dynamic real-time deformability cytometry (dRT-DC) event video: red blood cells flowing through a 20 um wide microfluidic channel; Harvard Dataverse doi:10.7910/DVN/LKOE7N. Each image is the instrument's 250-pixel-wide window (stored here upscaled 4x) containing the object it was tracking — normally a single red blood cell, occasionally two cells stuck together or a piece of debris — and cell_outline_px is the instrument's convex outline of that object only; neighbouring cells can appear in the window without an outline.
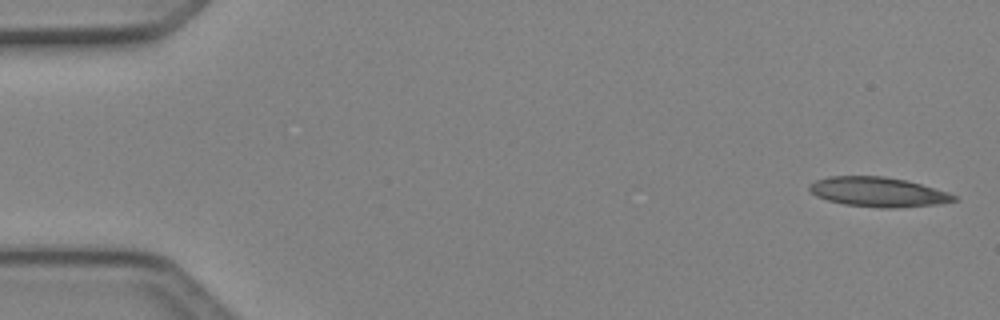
{"species": "Egyptian fruit bat (a non-hibernating species)", "species_latin": "Rousettus aegyptiacus", "temperature_condition": "cold", "stored_images_in_passage": 4, "camera_frame_rate_fps": 3000, "um_per_image_px": 0.085, "animal": {"sex": "female"}, "frame": {"image": 1, "passage_image": 1, "time_ms": 0.0, "image_size_px": [1000, 320], "cell_outline_px": [[960, 200], [936, 204], [896, 208], [880, 208], [844, 204], [828, 200], [816, 196], [808, 188], [808, 184], [816, 180], [828, 176], [884, 176], [908, 180], [948, 192], [956, 196]], "centroid_in_image_um": [74.64, 16.31], "position_along_channel_um": 10.4, "area_um2": 25.09}}
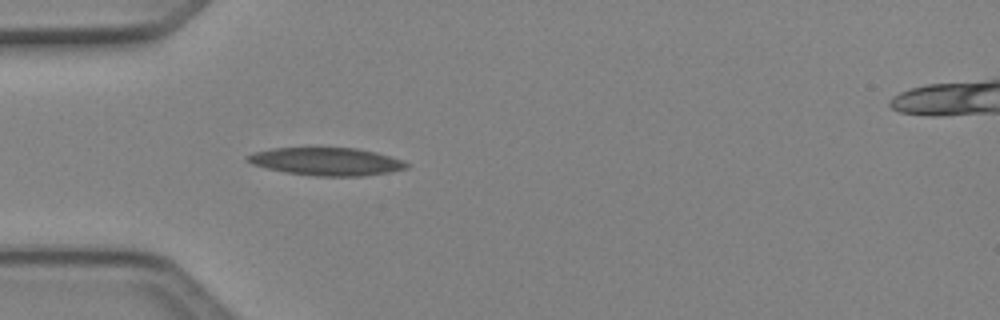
{"frame": {"image": 2, "passage_image": 4, "time_ms": 1.0, "image_size_px": [1000, 320], "cell_outline_px": [[408, 168], [392, 172], [364, 176], [316, 176], [288, 172], [268, 168], [252, 164], [244, 156], [252, 152], [272, 148], [356, 148], [376, 152], [404, 160], [408, 164]], "centroid_in_image_um": [27.79, 13.73], "position_along_channel_um": 57.2, "area_um2": 25.78}}